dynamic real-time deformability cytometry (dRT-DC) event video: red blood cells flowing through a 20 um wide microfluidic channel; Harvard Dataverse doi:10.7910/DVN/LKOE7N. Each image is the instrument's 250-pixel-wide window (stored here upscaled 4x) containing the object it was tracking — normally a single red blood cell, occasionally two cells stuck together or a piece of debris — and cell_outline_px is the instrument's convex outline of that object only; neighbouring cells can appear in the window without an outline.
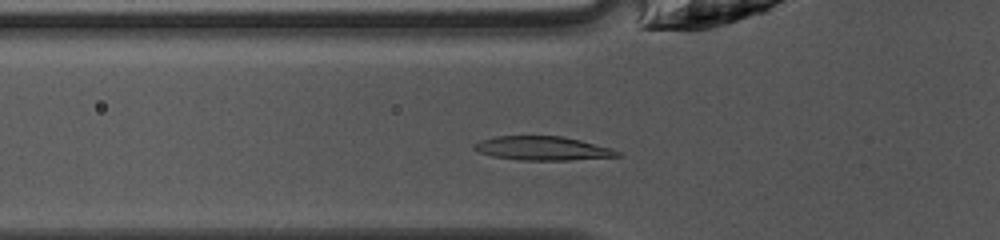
{"species": "common noctule bat (a hibernating species)", "species_latin": "Nyctalus noctula", "temperature_condition": "warm", "stored_images_in_passage": 34, "camera_frame_rate_fps": 3000, "um_per_image_px": 0.085, "animal": {"sex": "female", "body_mass_g": 10.0, "forearm_length_mm": 53.1}, "frame": {"image": 1, "passage_image": 3, "time_ms": 0.667, "image_size_px": [1000, 240], "cell_outline_px": [[624, 156], [568, 160], [520, 160], [492, 156], [480, 152], [472, 148], [472, 144], [480, 140], [496, 136], [560, 136], [580, 140], [612, 148], [620, 152]], "centroid_in_image_um": [46.12, 12.61], "position_along_channel_um": 79.7, "area_um2": 20.0}}
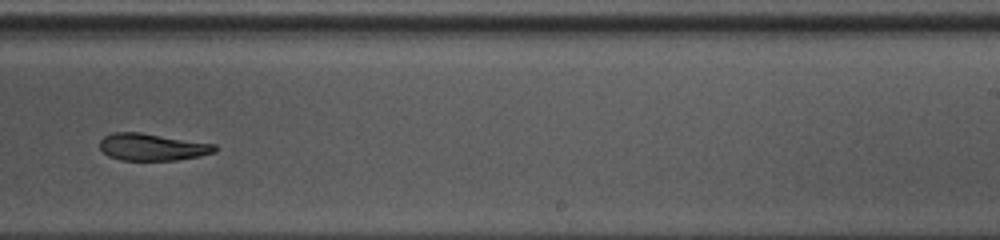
{"frame": {"image": 2, "passage_image": 17, "time_ms": 5.333, "image_size_px": [1000, 240], "cell_outline_px": [[220, 148], [216, 152], [200, 156], [176, 160], [120, 160], [108, 156], [100, 148], [100, 140], [104, 136], [112, 132], [140, 132], [216, 144]], "centroid_in_image_um": [12.97, 12.49], "position_along_channel_um": 276.0, "area_um2": 18.32}}
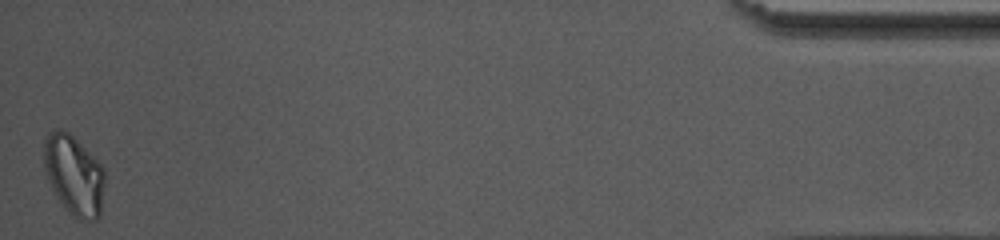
{"frame": {"image": 3, "passage_image": 34, "time_ms": 11.0, "image_size_px": [1000, 240], "cell_outline_px": [[104, 184], [100, 216], [96, 220], [80, 220], [72, 216], [60, 204], [48, 180], [44, 168], [44, 140], [48, 132], [56, 128], [60, 128], [68, 132], [104, 168]], "centroid_in_image_um": [6.26, 14.9], "position_along_channel_um": 428.9, "area_um2": 28.32}, "authors_computed_cell_mechanics": {"area_um2": 19.7965, "velocity_mm_per_s": 4.1927, "shape_relaxation_time_tau1_ms": 4.8033, "shape_relaxation_time_tau2_ms": 2.7248, "deformation_change_tau1": 0.1585, "deformation_change_tau2": 0.0946}}